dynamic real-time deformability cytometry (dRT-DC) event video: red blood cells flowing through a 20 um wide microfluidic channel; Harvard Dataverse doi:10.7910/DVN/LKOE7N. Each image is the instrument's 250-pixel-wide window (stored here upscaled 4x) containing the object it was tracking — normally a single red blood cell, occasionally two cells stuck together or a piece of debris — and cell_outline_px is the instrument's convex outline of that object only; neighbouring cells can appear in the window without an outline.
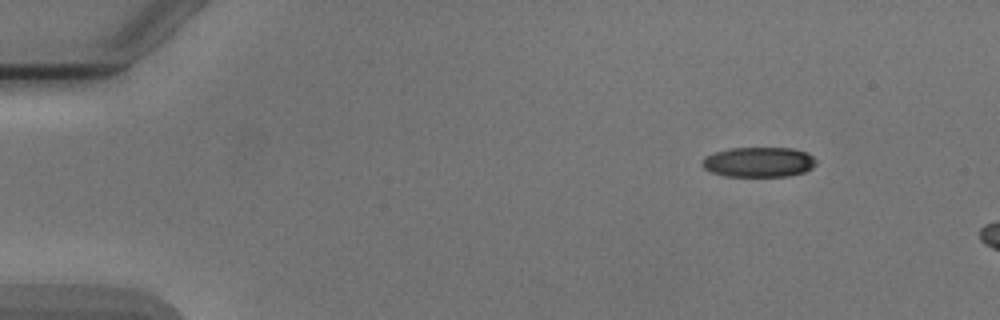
{"species": "Egyptian fruit bat (a non-hibernating species)", "species_latin": "Rousettus aegyptiacus", "temperature_condition": "cold", "stored_images_in_passage": 5, "camera_frame_rate_fps": 3000, "um_per_image_px": 0.085, "animal": {"sex": "male"}, "frame": {"image": 1, "passage_image": 2, "time_ms": 2.0, "image_size_px": [1000, 320], "cell_outline_px": [[816, 164], [812, 168], [804, 172], [788, 176], [724, 176], [712, 172], [704, 168], [700, 164], [700, 160], [704, 156], [712, 152], [728, 148], [792, 148], [808, 152], [816, 160]], "centroid_in_image_um": [64.45, 13.77], "position_along_channel_um": 20.5, "area_um2": 20.23}}